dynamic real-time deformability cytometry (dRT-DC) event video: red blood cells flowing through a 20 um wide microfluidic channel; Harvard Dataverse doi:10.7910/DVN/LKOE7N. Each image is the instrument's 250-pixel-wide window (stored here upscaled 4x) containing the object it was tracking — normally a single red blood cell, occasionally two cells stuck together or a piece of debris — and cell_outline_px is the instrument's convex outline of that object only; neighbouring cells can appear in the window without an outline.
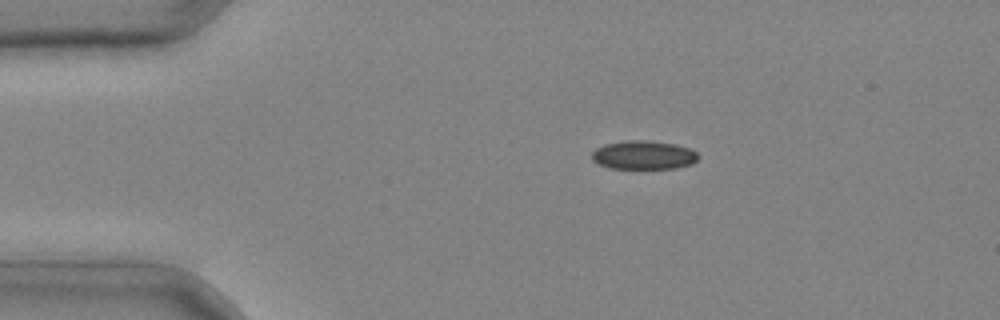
{"species": "common noctule bat (a hibernating species)", "species_latin": "Nyctalus noctula", "temperature_condition": "cold", "stored_images_in_passage": 2, "camera_frame_rate_fps": 3000, "um_per_image_px": 0.085, "animal": {"sex": "male", "body_mass_g": 20.4}, "frame": {"image": 1, "passage_image": 1, "time_ms": 0.0, "image_size_px": [1000, 320], "cell_outline_px": [[700, 156], [692, 164], [676, 168], [608, 168], [592, 160], [592, 152], [596, 148], [604, 144], [624, 140], [648, 140], [676, 144], [688, 148], [696, 152]], "centroid_in_image_um": [54.7, 13.17], "position_along_channel_um": 30.3, "area_um2": 17.86}}